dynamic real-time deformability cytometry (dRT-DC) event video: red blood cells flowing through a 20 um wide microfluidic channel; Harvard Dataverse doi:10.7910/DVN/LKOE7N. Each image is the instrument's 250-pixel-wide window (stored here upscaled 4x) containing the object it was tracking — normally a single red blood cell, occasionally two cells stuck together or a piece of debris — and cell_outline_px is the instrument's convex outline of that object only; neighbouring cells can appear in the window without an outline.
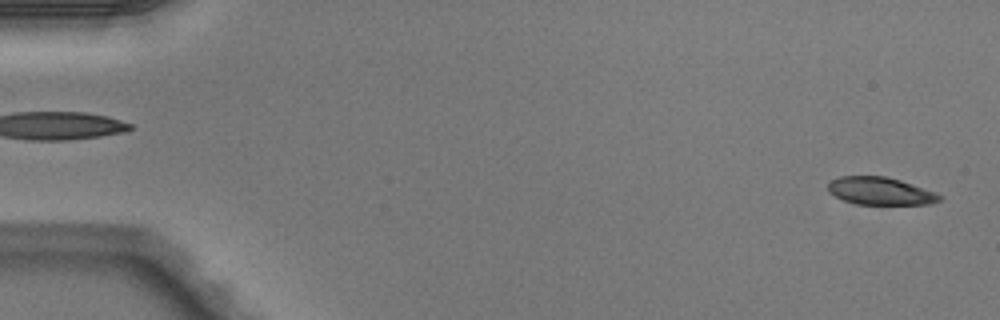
{"species": "Egyptian fruit bat (a non-hibernating species)", "species_latin": "Rousettus aegyptiacus", "temperature_condition": "warm", "stored_images_in_passage": 5, "segment_of_instrument_passage": [2, 2], "camera_frame_rate_fps": 3000, "um_per_image_px": 0.085, "animal": {"sex": "male"}, "frame": {"image": 1, "passage_image": 5, "time_ms": 1.333, "image_size_px": [1000, 320], "cell_outline_px": [[944, 196], [940, 200], [932, 204], [856, 204], [844, 200], [828, 192], [828, 184], [832, 180], [840, 176], [884, 176], [900, 180], [936, 192]], "centroid_in_image_um": [74.85, 16.24], "position_along_channel_um": 10.1, "area_um2": 17.92}}